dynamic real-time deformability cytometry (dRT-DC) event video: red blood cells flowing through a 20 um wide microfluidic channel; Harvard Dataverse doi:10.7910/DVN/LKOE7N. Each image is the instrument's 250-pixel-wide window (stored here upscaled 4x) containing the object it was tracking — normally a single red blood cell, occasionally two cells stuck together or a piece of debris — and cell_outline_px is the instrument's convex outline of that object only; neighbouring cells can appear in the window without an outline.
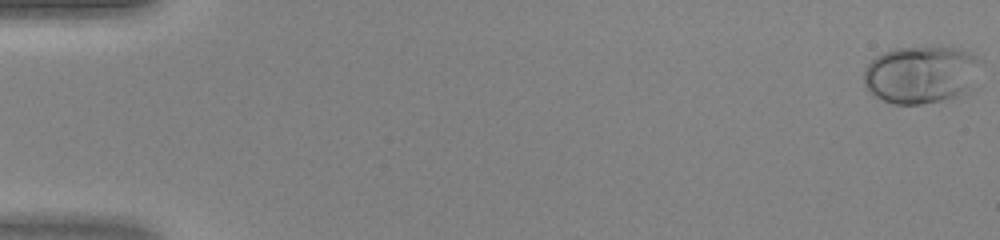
{"species": "human", "species_latin": "Homo sapiens", "temperature_condition": "warm", "stored_images_in_passage": 47, "camera_frame_rate_fps": 3000, "um_per_image_px": 0.085, "donor": {"sex": "female"}, "frame": {"image": 1, "passage_image": 1, "time_ms": 0.0, "image_size_px": [1000, 240], "cell_outline_px": [[980, 60], [964, 88], [956, 96], [940, 100], [920, 104], [896, 104], [884, 100], [868, 92], [864, 88], [864, 68], [876, 56], [892, 48], [956, 48], [968, 52], [976, 56]], "centroid_in_image_um": [78.12, 6.33], "position_along_channel_um": 6.9, "area_um2": 37.8}}
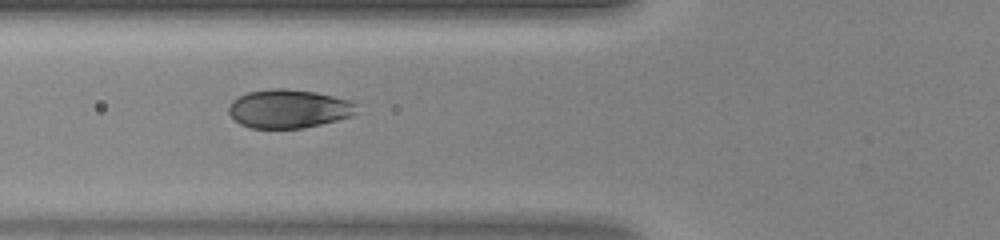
{"frame": {"image": 2, "passage_image": 19, "time_ms": 6.0, "image_size_px": [1000, 240], "cell_outline_px": [[356, 112], [352, 116], [304, 128], [252, 128], [240, 124], [228, 112], [228, 104], [232, 100], [248, 92], [272, 88], [288, 88], [316, 92], [352, 100], [356, 104]], "centroid_in_image_um": [24.54, 9.23], "position_along_channel_um": 101.3, "area_um2": 28.9}}
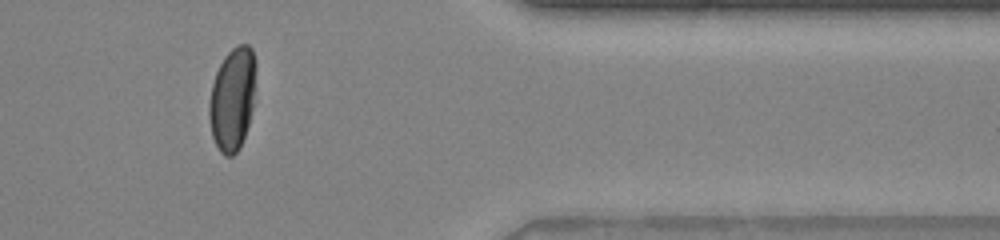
{"frame": {"image": 3, "passage_image": 40, "time_ms": 13.0, "image_size_px": [1000, 240], "cell_outline_px": [[256, 68], [252, 108], [248, 124], [240, 148], [232, 156], [224, 156], [220, 152], [212, 136], [208, 116], [208, 104], [212, 84], [216, 72], [224, 56], [236, 44], [248, 44], [252, 48], [256, 60]], "centroid_in_image_um": [19.75, 8.38], "position_along_channel_um": 391.7, "area_um2": 28.26}}